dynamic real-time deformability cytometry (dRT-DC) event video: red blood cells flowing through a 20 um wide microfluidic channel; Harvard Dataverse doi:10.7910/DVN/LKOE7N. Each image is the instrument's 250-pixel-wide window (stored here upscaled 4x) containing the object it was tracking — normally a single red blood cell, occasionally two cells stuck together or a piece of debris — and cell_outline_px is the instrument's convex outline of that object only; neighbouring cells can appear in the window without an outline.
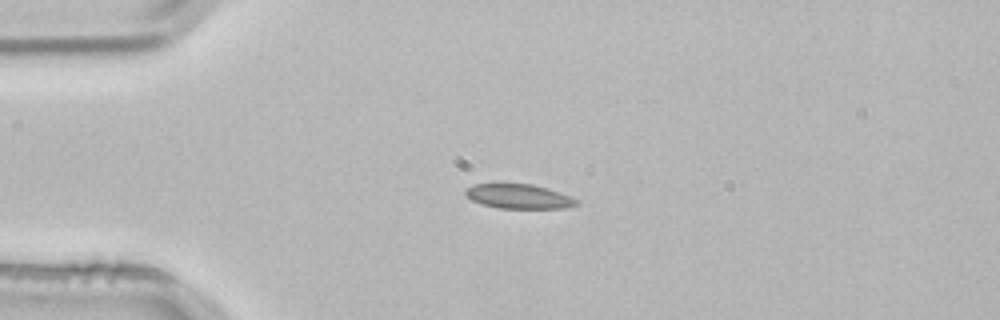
{"species": "common noctule bat (a hibernating species)", "species_latin": "Nyctalus noctula", "temperature_condition": "room temperature", "stored_images_in_passage": 3, "segment_of_instrument_passage": [1, 2], "camera_frame_rate_fps": 3000, "um_per_image_px": 0.085, "animal": {"sex": "male", "body_mass_g": 21.5, "forearm_length_mm": 52.0}, "frame": {"image": 1, "passage_image": 2, "time_ms": 0.333, "image_size_px": [1000, 320], "cell_outline_px": [[580, 204], [564, 208], [496, 208], [480, 204], [472, 200], [464, 192], [472, 184], [532, 184], [548, 188], [572, 196], [580, 200]], "centroid_in_image_um": [44.15, 16.7], "position_along_channel_um": 40.8, "area_um2": 15.95}}